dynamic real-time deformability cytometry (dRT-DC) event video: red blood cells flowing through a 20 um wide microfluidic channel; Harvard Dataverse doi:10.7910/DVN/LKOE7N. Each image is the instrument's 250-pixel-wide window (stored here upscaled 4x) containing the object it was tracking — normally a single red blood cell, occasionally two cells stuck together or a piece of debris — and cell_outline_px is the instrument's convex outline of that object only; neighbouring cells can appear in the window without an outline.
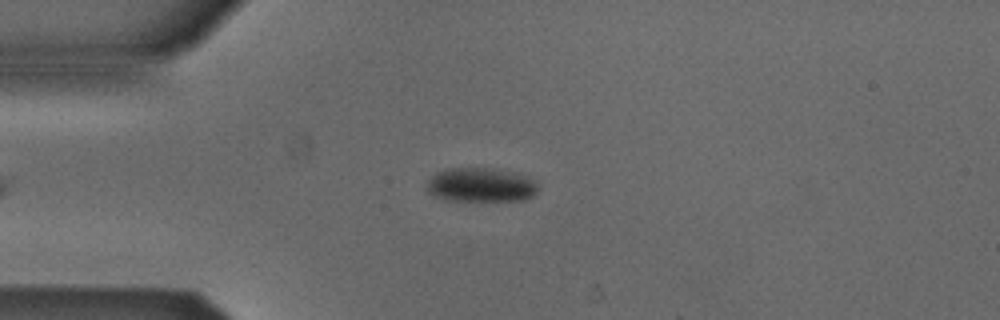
{"species": "Egyptian fruit bat (a non-hibernating species)", "species_latin": "Rousettus aegyptiacus", "temperature_condition": "cold", "stored_images_in_passage": 40, "camera_frame_rate_fps": 3000, "um_per_image_px": 0.085, "animal": {"sex": "male"}, "frame": {"image": 1, "passage_image": 4, "time_ms": 1.0, "image_size_px": [1000, 320], "cell_outline_px": [[536, 192], [532, 196], [524, 200], [444, 200], [428, 192], [424, 188], [428, 180], [436, 172], [444, 168], [492, 168], [512, 172], [524, 176], [532, 180], [536, 184]], "centroid_in_image_um": [40.79, 15.71], "position_along_channel_um": 44.2, "area_um2": 22.02}}
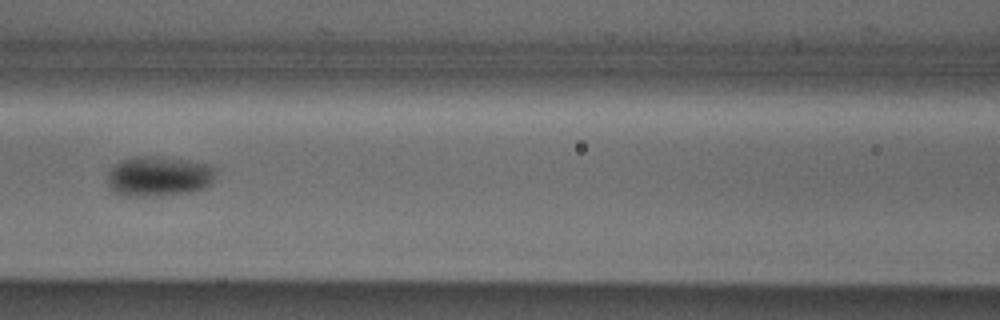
{"frame": {"image": 2, "passage_image": 14, "time_ms": 4.333, "image_size_px": [1000, 320], "cell_outline_px": [[216, 176], [212, 184], [204, 188], [188, 192], [160, 196], [124, 196], [112, 192], [108, 188], [108, 172], [112, 164], [120, 160], [132, 156], [160, 156], [188, 160], [212, 164], [216, 168]], "centroid_in_image_um": [13.49, 14.97], "position_along_channel_um": 153.1, "area_um2": 26.13}}
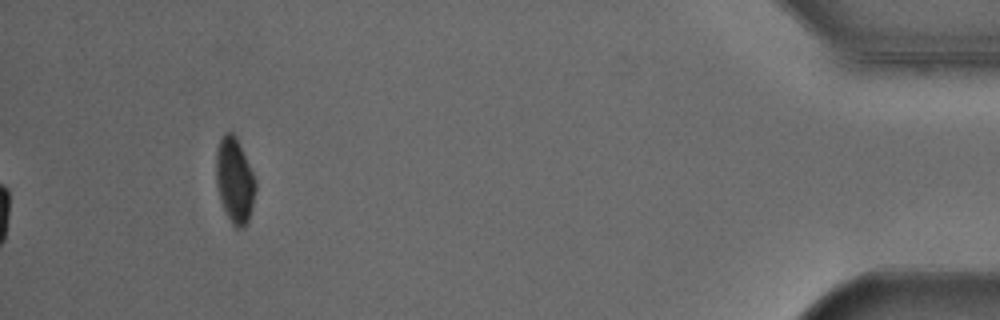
{"frame": {"image": 3, "passage_image": 40, "time_ms": 13.0, "image_size_px": [1000, 320], "cell_outline_px": [[256, 188], [248, 220], [244, 228], [236, 228], [232, 224], [220, 200], [216, 184], [216, 152], [220, 140], [224, 132], [232, 132], [236, 136], [240, 144], [256, 180]], "centroid_in_image_um": [19.94, 15.31], "position_along_channel_um": 415.3, "area_um2": 19.48}, "authors_computed_cell_mechanics": {"area_um2": 23.5246, "velocity_mm_per_s": 3.8505, "shape_relaxation_time_tau1_ms": 2.2894, "shape_relaxation_time_tau2_ms": null, "deformation_change_tau1": 0.0549, "deformation_change_tau2": null}}